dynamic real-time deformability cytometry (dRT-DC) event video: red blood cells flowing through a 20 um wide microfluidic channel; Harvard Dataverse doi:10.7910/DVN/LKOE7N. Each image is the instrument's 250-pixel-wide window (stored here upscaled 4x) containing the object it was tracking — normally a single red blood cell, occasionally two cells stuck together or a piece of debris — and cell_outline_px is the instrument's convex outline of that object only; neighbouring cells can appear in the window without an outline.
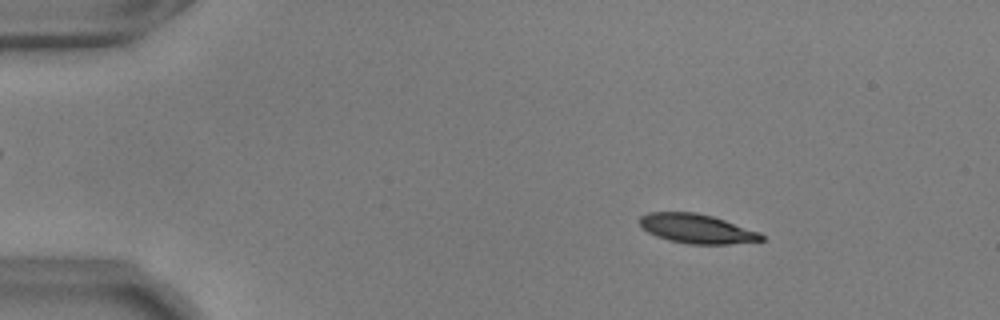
{"species": "common noctule bat (a hibernating species)", "species_latin": "Nyctalus noctula", "temperature_condition": "warm", "stored_images_in_passage": 55, "camera_frame_rate_fps": 3000, "um_per_image_px": 0.085, "animal": {"sex": "male", "body_mass_g": 17.9, "forearm_length_mm": 54.2}, "frame": {"image": 1, "passage_image": 8, "time_ms": 2.333, "image_size_px": [1000, 320], "cell_outline_px": [[764, 240], [728, 244], [688, 244], [668, 240], [656, 236], [640, 228], [640, 216], [648, 212], [696, 212], [712, 216], [760, 232], [764, 236]], "centroid_in_image_um": [59.19, 19.44], "position_along_channel_um": 25.8, "area_um2": 20.81}}
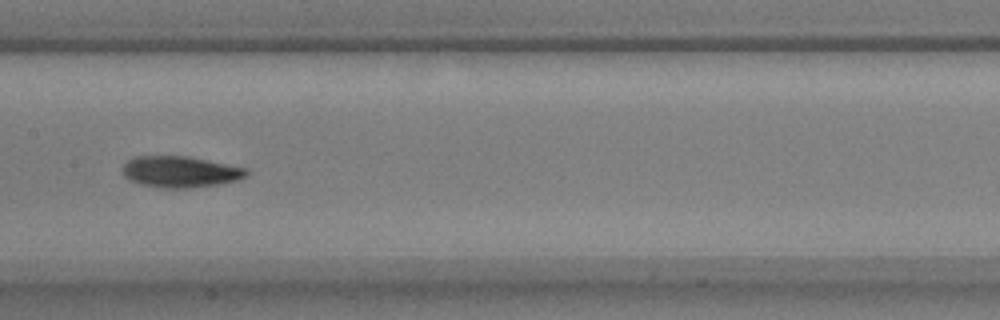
{"frame": {"image": 2, "passage_image": 28, "time_ms": 9.0, "image_size_px": [1000, 320], "cell_outline_px": [[248, 176], [240, 180], [220, 184], [188, 188], [168, 188], [140, 184], [128, 180], [120, 172], [124, 164], [128, 160], [136, 156], [188, 156], [248, 168]], "centroid_in_image_um": [15.34, 14.6], "position_along_channel_um": 192.1, "area_um2": 22.83}}
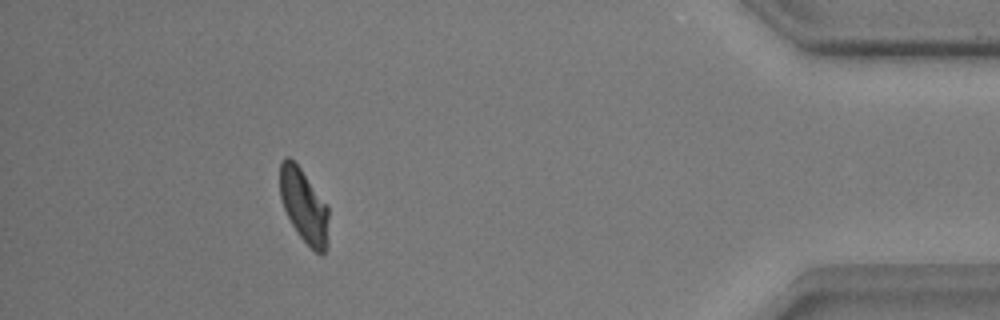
{"frame": {"image": 3, "passage_image": 50, "time_ms": 16.333, "image_size_px": [1000, 320], "cell_outline_px": [[328, 244], [324, 252], [320, 256], [296, 232], [284, 208], [280, 196], [280, 160], [284, 156], [288, 156], [300, 168], [328, 204]], "centroid_in_image_um": [25.85, 17.49], "position_along_channel_um": 409.4, "area_um2": 20.98}, "authors_computed_cell_mechanics": {"area_um2": 21.6172, "velocity_mm_per_s": 3.6317, "shape_relaxation_time_tau1_ms": 5.3497, "shape_relaxation_time_tau2_ms": 3.7714, "deformation_change_tau1": 0.1565, "deformation_change_tau2": 0.0824}}